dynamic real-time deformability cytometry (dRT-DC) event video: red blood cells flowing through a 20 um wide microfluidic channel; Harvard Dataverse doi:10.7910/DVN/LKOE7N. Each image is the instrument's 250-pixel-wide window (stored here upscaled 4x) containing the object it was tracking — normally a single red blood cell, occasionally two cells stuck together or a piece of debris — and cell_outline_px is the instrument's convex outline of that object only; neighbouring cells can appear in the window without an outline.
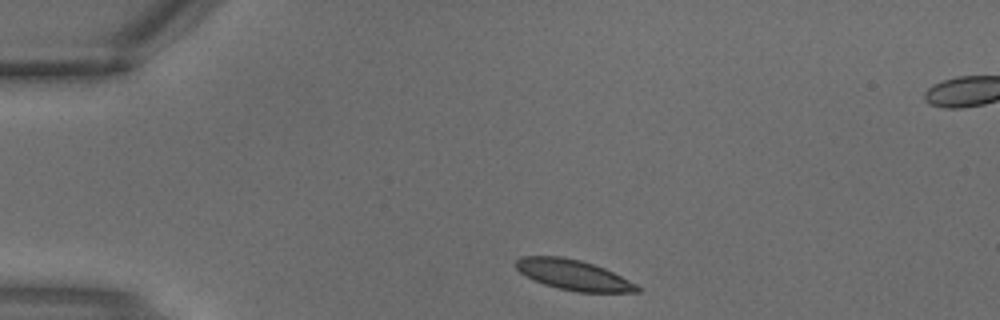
{"species": "common noctule bat (a hibernating species)", "species_latin": "Nyctalus noctula", "temperature_condition": "warm", "stored_images_in_passage": 2, "camera_frame_rate_fps": 3000, "um_per_image_px": 0.085, "animal": {"sex": "male", "body_mass_g": 18.8}, "frame": {"image": 1, "passage_image": 1, "time_ms": 0.0, "image_size_px": [1000, 320], "cell_outline_px": [[640, 292], [576, 292], [544, 284], [520, 272], [516, 268], [516, 260], [520, 256], [560, 256], [580, 260], [604, 268], [636, 284], [640, 288]], "centroid_in_image_um": [48.73, 23.36], "position_along_channel_um": 36.3, "area_um2": 21.04}}